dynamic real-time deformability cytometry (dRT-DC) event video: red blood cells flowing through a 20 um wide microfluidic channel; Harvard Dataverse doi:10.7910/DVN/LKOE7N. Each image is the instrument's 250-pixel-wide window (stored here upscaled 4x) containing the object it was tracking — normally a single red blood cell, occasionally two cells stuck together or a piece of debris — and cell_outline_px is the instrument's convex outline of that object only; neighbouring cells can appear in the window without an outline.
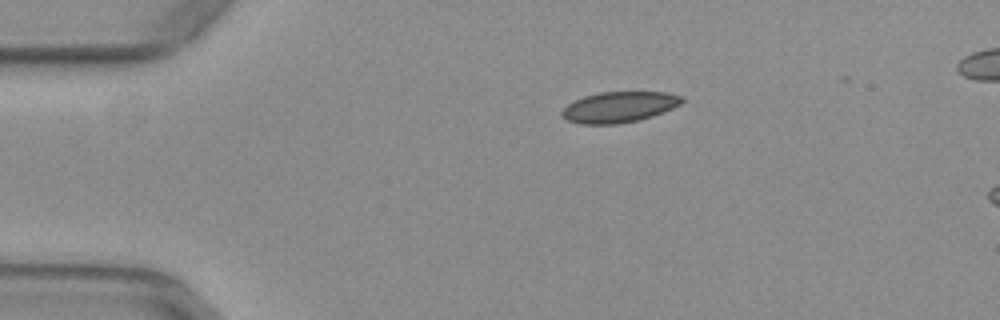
{"species": "common noctule bat (a hibernating species)", "species_latin": "Nyctalus noctula", "temperature_condition": "warm", "stored_images_in_passage": 7, "camera_frame_rate_fps": 3000, "um_per_image_px": 0.085, "animal": {"sex": "female", "body_mass_g": 29.2, "forearm_length_mm": 56.3}, "frame": {"image": 1, "passage_image": 1, "time_ms": 0.0, "image_size_px": [1000, 320], "cell_outline_px": [[684, 100], [680, 104], [664, 112], [652, 116], [636, 120], [616, 124], [580, 124], [568, 120], [560, 116], [560, 112], [568, 104], [584, 96], [600, 92], [668, 92], [684, 96]], "centroid_in_image_um": [52.63, 9.09], "position_along_channel_um": 32.4, "area_um2": 21.5}}